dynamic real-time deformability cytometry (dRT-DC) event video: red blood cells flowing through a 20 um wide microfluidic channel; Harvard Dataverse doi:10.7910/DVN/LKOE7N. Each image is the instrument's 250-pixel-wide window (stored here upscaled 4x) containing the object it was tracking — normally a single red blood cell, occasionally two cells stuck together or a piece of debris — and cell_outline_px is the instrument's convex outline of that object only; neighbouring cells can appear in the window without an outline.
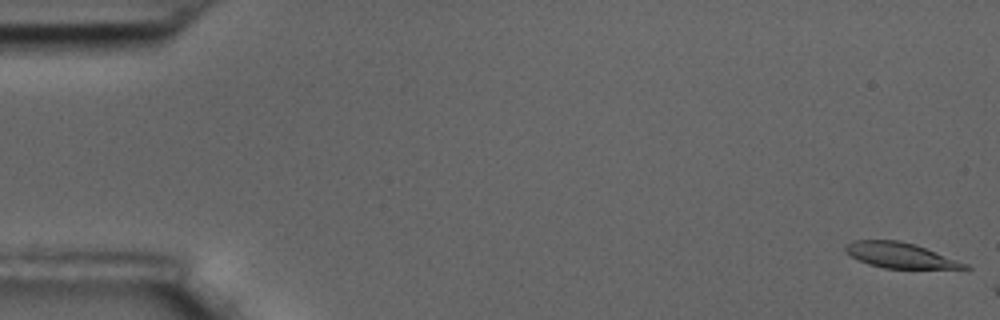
{"species": "common noctule bat (a hibernating species)", "species_latin": "Nyctalus noctula", "temperature_condition": "room temperature", "stored_images_in_passage": 11, "camera_frame_rate_fps": 3000, "um_per_image_px": 0.085, "animal": {"sex": "male", "body_mass_g": 17.5, "forearm_length_mm": 52.3}, "frame": {"image": 1, "passage_image": 1, "time_ms": 0.0, "image_size_px": [1000, 320], "cell_outline_px": [[972, 268], [884, 268], [868, 264], [844, 252], [844, 244], [852, 240], [896, 240], [916, 244], [968, 264]], "centroid_in_image_um": [76.46, 21.68], "position_along_channel_um": 8.5, "area_um2": 17.51}}